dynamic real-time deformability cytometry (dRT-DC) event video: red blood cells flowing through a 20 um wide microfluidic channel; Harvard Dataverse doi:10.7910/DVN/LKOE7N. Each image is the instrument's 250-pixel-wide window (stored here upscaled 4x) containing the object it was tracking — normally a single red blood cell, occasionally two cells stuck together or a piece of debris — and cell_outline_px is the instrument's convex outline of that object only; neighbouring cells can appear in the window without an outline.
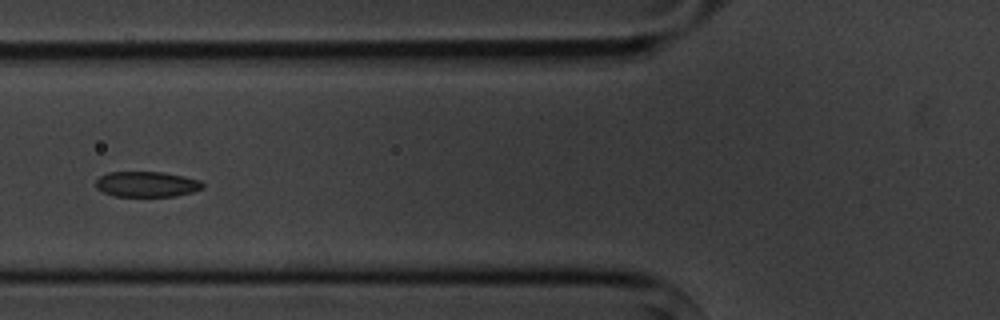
{"species": "common noctule bat (a hibernating species)", "species_latin": "Nyctalus noctula", "temperature_condition": "cold", "stored_images_in_passage": 5, "camera_frame_rate_fps": 3000, "um_per_image_px": 0.085, "animal": {"sex": "male", "body_mass_g": 20.1, "forearm_length_mm": 53.5}, "frame": {"image": 1, "passage_image": 5, "time_ms": 4.667, "image_size_px": [1000, 320], "cell_outline_px": [[204, 188], [192, 192], [176, 196], [112, 196], [96, 188], [96, 180], [100, 176], [108, 172], [164, 172], [184, 176], [200, 180], [204, 184]], "centroid_in_image_um": [12.49, 15.65], "position_along_channel_um": 113.3, "area_um2": 15.95}}